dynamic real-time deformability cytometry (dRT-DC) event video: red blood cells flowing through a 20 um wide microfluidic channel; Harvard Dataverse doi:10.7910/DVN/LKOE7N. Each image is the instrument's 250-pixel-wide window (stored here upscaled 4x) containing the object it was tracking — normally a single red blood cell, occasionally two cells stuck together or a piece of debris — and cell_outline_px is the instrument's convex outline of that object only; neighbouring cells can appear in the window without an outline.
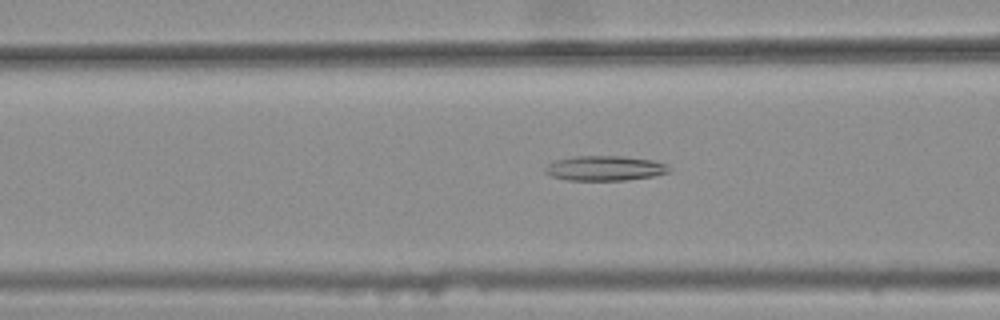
{"species": "common noctule bat (a hibernating species)", "species_latin": "Nyctalus noctula", "temperature_condition": "warm", "stored_images_in_passage": 36, "camera_frame_rate_fps": 3000, "um_per_image_px": 0.085, "animal": {"sex": "female", "body_mass_g": 25.1}, "frame": {"image": 1, "passage_image": 10, "time_ms": 3.0, "image_size_px": [1000, 320], "cell_outline_px": [[672, 172], [652, 176], [624, 180], [568, 180], [552, 176], [544, 172], [544, 168], [548, 164], [556, 160], [576, 156], [620, 156], [652, 160], [668, 164]], "centroid_in_image_um": [51.43, 14.3], "position_along_channel_um": 115.2, "area_um2": 17.92}}
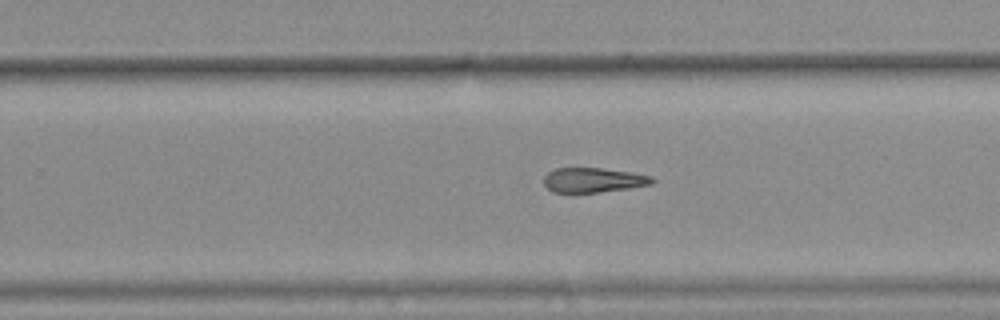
{"frame": {"image": 2, "passage_image": 23, "time_ms": 7.333, "image_size_px": [1000, 320], "cell_outline_px": [[656, 180], [652, 184], [628, 188], [600, 192], [552, 192], [544, 184], [544, 176], [548, 172], [556, 168], [600, 168], [632, 172], [652, 176]], "centroid_in_image_um": [50.44, 15.3], "position_along_channel_um": 279.4, "area_um2": 15.55}}
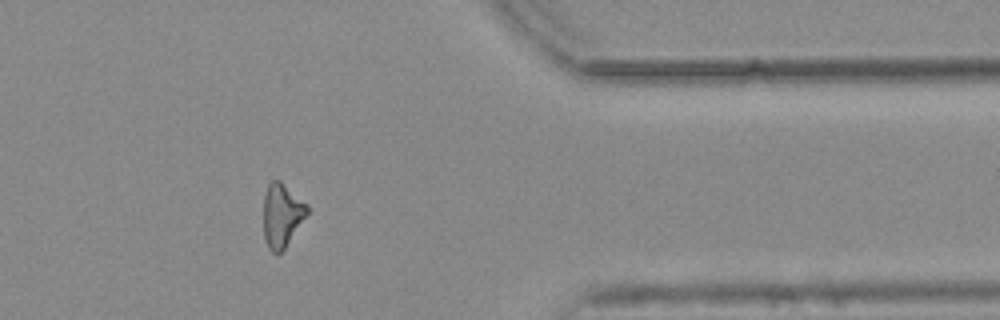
{"frame": {"image": 3, "passage_image": 33, "time_ms": 10.667, "image_size_px": [1000, 320], "cell_outline_px": [[308, 212], [284, 248], [280, 252], [272, 252], [268, 248], [264, 240], [264, 196], [268, 184], [272, 180], [280, 180], [308, 204]], "centroid_in_image_um": [23.94, 18.26], "position_along_channel_um": 387.5, "area_um2": 15.95}}